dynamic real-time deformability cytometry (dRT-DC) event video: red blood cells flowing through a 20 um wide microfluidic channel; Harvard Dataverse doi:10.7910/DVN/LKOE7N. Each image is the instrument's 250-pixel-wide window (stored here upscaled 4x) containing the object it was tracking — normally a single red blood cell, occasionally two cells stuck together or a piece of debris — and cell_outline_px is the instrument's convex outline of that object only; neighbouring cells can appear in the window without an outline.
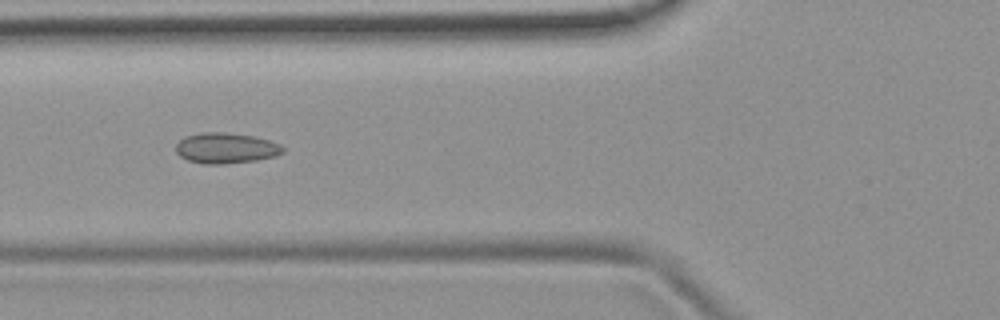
{"species": "common noctule bat (a hibernating species)", "species_latin": "Nyctalus noctula", "temperature_condition": "room temperature", "stored_images_in_passage": 8, "camera_frame_rate_fps": 3000, "um_per_image_px": 0.085, "animal": {"sex": "female", "body_mass_g": 19.9}, "frame": {"image": 1, "passage_image": 6, "time_ms": 5.667, "image_size_px": [1000, 320], "cell_outline_px": [[284, 152], [276, 156], [256, 160], [224, 164], [204, 164], [188, 160], [180, 156], [176, 152], [176, 144], [184, 136], [200, 132], [224, 132], [252, 136], [268, 140], [280, 144], [284, 148]], "centroid_in_image_um": [19.19, 12.59], "position_along_channel_um": 106.6, "area_um2": 19.13}}
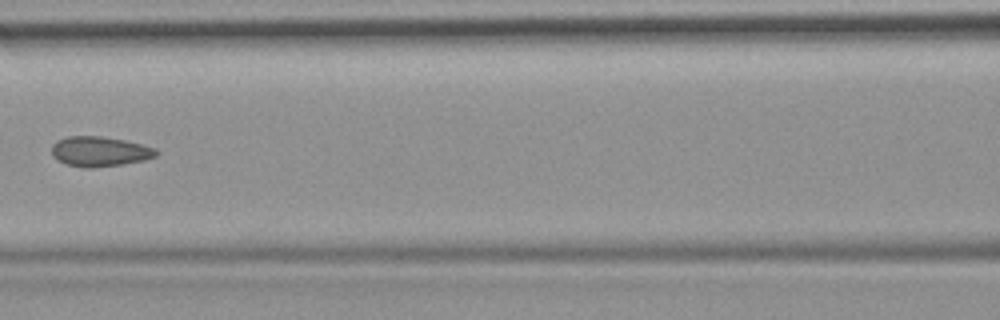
{"frame": {"image": 2, "passage_image": 7, "time_ms": 7.0, "image_size_px": [1000, 320], "cell_outline_px": [[160, 152], [156, 156], [144, 160], [124, 164], [92, 168], [84, 168], [68, 164], [56, 160], [52, 156], [52, 144], [56, 140], [68, 136], [100, 136], [124, 140], [156, 148]], "centroid_in_image_um": [8.47, 12.88], "position_along_channel_um": 158.1, "area_um2": 18.38}}
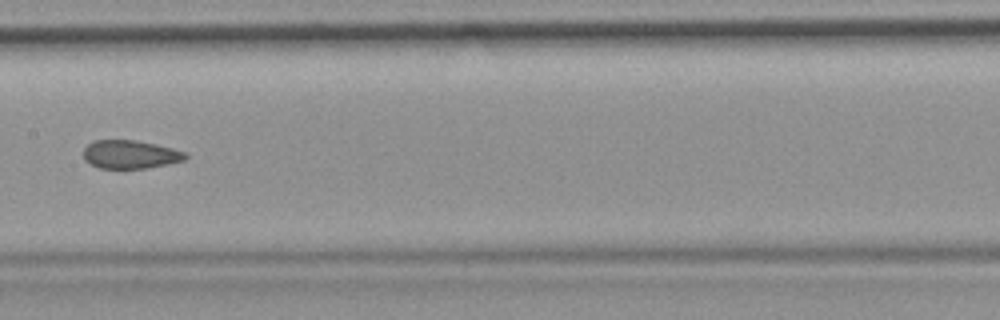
{"frame": {"image": 3, "passage_image": 8, "time_ms": 8.0, "image_size_px": [1000, 320], "cell_outline_px": [[188, 156], [184, 160], [168, 164], [144, 168], [100, 168], [84, 160], [84, 148], [92, 140], [136, 140], [156, 144], [172, 148], [184, 152]], "centroid_in_image_um": [11.06, 13.11], "position_along_channel_um": 196.3, "area_um2": 16.76}}